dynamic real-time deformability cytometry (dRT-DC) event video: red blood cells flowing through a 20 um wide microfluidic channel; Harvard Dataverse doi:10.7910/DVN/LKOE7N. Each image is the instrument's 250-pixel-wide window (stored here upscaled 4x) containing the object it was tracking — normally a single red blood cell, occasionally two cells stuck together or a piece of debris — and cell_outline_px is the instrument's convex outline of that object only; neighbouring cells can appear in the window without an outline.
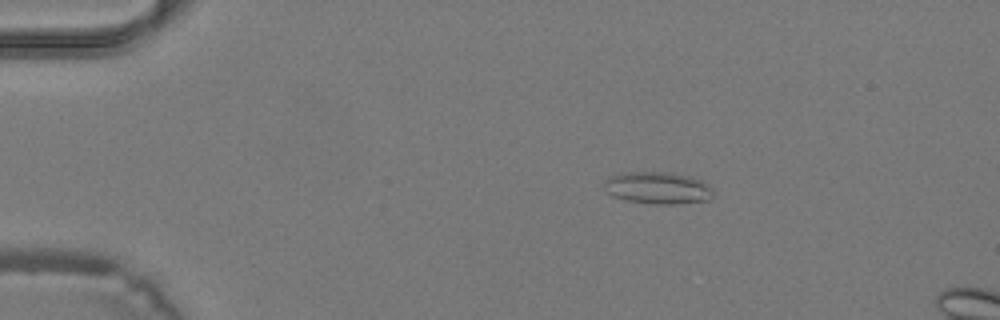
{"species": "common noctule bat (a hibernating species)", "species_latin": "Nyctalus noctula", "temperature_condition": "warm", "stored_images_in_passage": 5, "camera_frame_rate_fps": 3000, "um_per_image_px": 0.085, "animal": {"sex": "male", "body_mass_g": 19.2, "forearm_length_mm": 51.8}, "frame": {"image": 1, "passage_image": 1, "time_ms": 0.0, "image_size_px": [1000, 320], "cell_outline_px": [[712, 196], [708, 200], [676, 204], [656, 204], [628, 200], [612, 196], [604, 188], [604, 180], [608, 176], [624, 172], [672, 172], [688, 176], [700, 180], [708, 184], [712, 188]], "centroid_in_image_um": [55.89, 15.96], "position_along_channel_um": 29.1, "area_um2": 20.4}}